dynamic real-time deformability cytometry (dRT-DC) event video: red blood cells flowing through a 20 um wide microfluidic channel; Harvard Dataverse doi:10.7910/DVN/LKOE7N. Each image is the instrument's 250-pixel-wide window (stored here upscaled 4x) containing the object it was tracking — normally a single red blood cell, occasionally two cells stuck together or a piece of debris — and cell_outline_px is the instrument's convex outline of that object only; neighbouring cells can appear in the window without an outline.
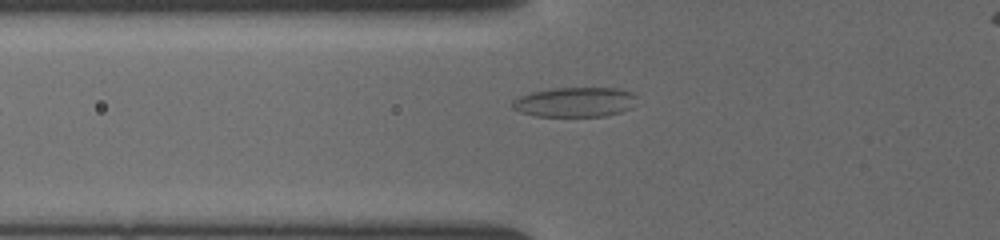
{"species": "common noctule bat (a hibernating species)", "species_latin": "Nyctalus noctula", "temperature_condition": "cold", "stored_images_in_passage": 23, "segment_of_instrument_passage": [1, 2], "camera_frame_rate_fps": 3000, "um_per_image_px": 0.085, "animal": {"sex": "female", "body_mass_g": 19.5, "forearm_length_mm": 54.1}, "frame": {"image": 1, "passage_image": 3, "time_ms": 1.0, "image_size_px": [1000, 240], "cell_outline_px": [[636, 96], [632, 108], [620, 112], [604, 116], [536, 116], [520, 112], [512, 108], [512, 100], [520, 96], [532, 92], [552, 88], [616, 88], [632, 92]], "centroid_in_image_um": [48.86, 8.68], "position_along_channel_um": 76.9, "area_um2": 21.56}}
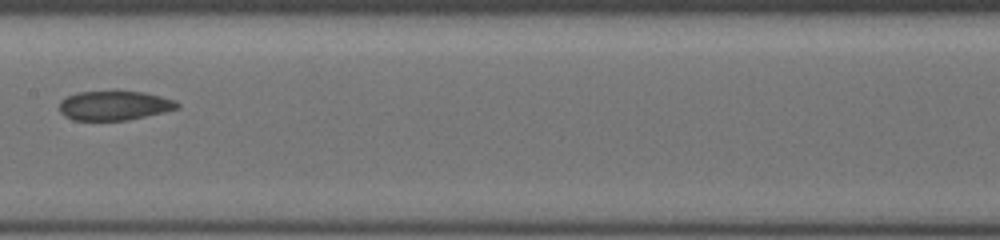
{"frame": {"image": 2, "passage_image": 9, "time_ms": 4.0, "image_size_px": [1000, 240], "cell_outline_px": [[180, 108], [164, 112], [128, 120], [72, 120], [64, 116], [60, 112], [60, 100], [68, 96], [80, 92], [144, 92], [176, 100], [180, 104]], "centroid_in_image_um": [9.74, 8.98], "position_along_channel_um": 197.7, "area_um2": 20.06}}
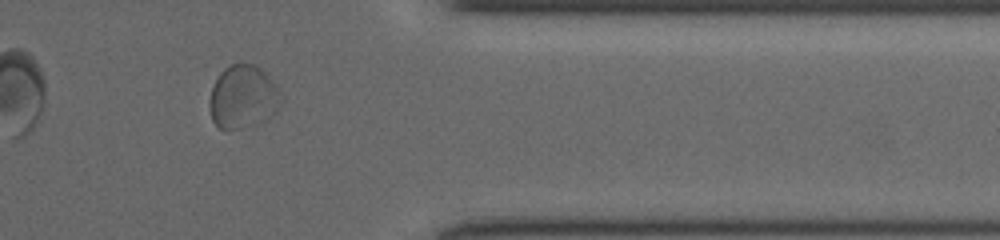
{"frame": {"image": 3, "passage_image": 19, "time_ms": 9.0, "image_size_px": [1000, 240], "cell_outline_px": [[284, 100], [276, 112], [264, 120], [256, 124], [240, 128], [220, 128], [212, 120], [212, 88], [220, 72], [228, 64], [240, 60], [256, 64], [268, 76]], "centroid_in_image_um": [20.7, 8.18], "position_along_channel_um": 390.7, "area_um2": 26.13}}